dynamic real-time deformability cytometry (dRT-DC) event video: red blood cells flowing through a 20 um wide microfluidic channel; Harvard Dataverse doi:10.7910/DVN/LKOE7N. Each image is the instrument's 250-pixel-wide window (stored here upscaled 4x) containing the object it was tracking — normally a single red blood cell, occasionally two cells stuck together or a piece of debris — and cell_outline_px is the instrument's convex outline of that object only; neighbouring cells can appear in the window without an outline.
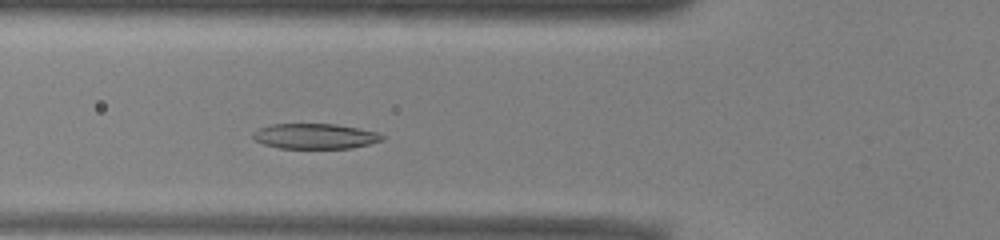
{"species": "common noctule bat (a hibernating species)", "species_latin": "Nyctalus noctula", "temperature_condition": "warm", "stored_images_in_passage": 42, "camera_frame_rate_fps": 3000, "um_per_image_px": 0.085, "animal": {"sex": "male", "body_mass_g": 13.0, "forearm_length_mm": 53.1}, "frame": {"image": 1, "passage_image": 9, "time_ms": 2.667, "image_size_px": [1000, 240], "cell_outline_px": [[384, 140], [352, 148], [280, 148], [264, 144], [256, 140], [252, 136], [252, 132], [260, 128], [272, 124], [336, 124], [360, 128], [376, 132], [384, 136]], "centroid_in_image_um": [26.79, 11.57], "position_along_channel_um": 99.0, "area_um2": 18.96}}
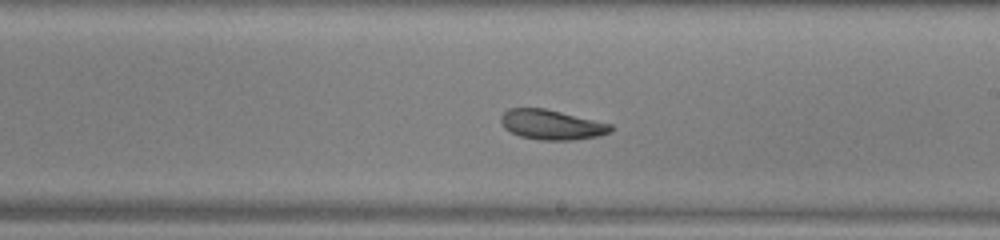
{"frame": {"image": 2, "passage_image": 20, "time_ms": 6.333, "image_size_px": [1000, 240], "cell_outline_px": [[612, 132], [600, 136], [572, 140], [540, 140], [520, 136], [504, 128], [500, 120], [500, 116], [508, 108], [544, 108], [612, 124]], "centroid_in_image_um": [46.89, 10.6], "position_along_channel_um": 242.1, "area_um2": 19.13}}
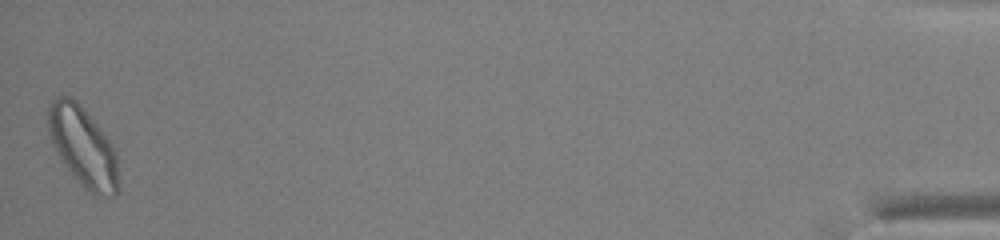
{"frame": {"image": 3, "passage_image": 42, "time_ms": 13.667, "image_size_px": [1000, 240], "cell_outline_px": [[120, 188], [116, 196], [96, 196], [84, 188], [72, 176], [56, 152], [52, 144], [48, 132], [48, 108], [52, 100], [56, 96], [68, 96], [76, 100], [80, 104], [104, 132], [116, 152]], "centroid_in_image_um": [7.07, 12.5], "position_along_channel_um": 428.1, "area_um2": 33.06}, "authors_computed_cell_mechanics": {"area_um2": 21.2415, "velocity_mm_per_s": 3.9104, "shape_relaxation_time_tau1_ms": 5.9639, "shape_relaxation_time_tau2_ms": 8.5672, "deformation_change_tau1": 0.1441, "deformation_change_tau2": 0.1791}}